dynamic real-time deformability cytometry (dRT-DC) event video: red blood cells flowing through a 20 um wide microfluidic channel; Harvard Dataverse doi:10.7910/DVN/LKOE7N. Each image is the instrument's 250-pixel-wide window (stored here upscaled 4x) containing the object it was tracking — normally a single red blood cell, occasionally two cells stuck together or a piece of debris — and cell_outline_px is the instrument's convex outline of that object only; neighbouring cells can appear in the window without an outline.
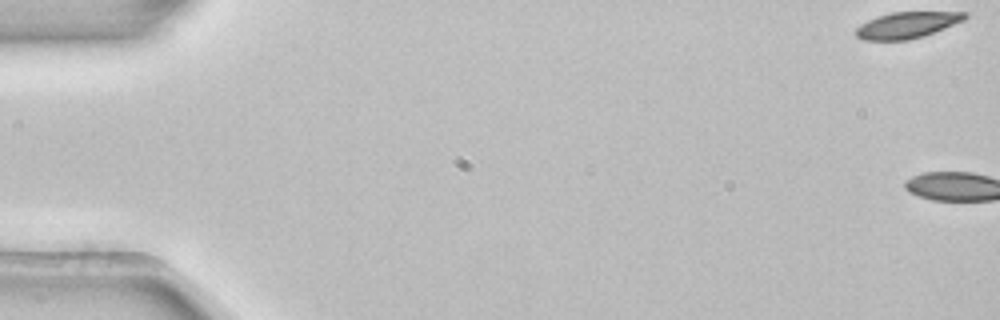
{"species": "common noctule bat (a hibernating species)", "species_latin": "Nyctalus noctula", "temperature_condition": "room temperature", "stored_images_in_passage": 3, "camera_frame_rate_fps": 3000, "um_per_image_px": 0.085, "animal": {"sex": "female", "body_mass_g": 22.7, "forearm_length_mm": 54.2}, "frame": {"image": 1, "passage_image": 1, "time_ms": 0.0, "image_size_px": [1000, 320], "cell_outline_px": [[968, 16], [964, 20], [924, 36], [908, 40], [864, 40], [856, 36], [856, 28], [860, 24], [876, 16], [892, 12], [968, 12]], "centroid_in_image_um": [77.08, 2.13], "position_along_channel_um": 7.9, "area_um2": 16.65}}